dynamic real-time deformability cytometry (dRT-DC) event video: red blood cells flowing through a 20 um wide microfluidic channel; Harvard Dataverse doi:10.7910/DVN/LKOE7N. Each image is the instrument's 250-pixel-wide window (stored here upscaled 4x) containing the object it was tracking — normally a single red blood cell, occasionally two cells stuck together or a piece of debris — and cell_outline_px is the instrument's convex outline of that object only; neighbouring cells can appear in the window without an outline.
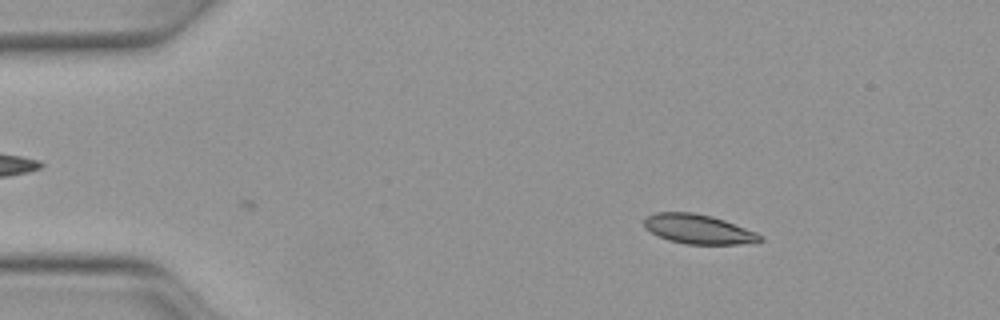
{"species": "Egyptian fruit bat (a non-hibernating species)", "species_latin": "Rousettus aegyptiacus", "temperature_condition": "warm", "stored_images_in_passage": 13, "camera_frame_rate_fps": 3000, "um_per_image_px": 0.085, "animal": {"sex": "female"}, "frame": {"image": 1, "passage_image": 1, "time_ms": 0.0, "image_size_px": [1000, 320], "cell_outline_px": [[764, 240], [740, 244], [684, 244], [668, 240], [644, 228], [644, 220], [648, 216], [656, 212], [692, 212], [712, 216], [724, 220], [756, 232], [764, 236]], "centroid_in_image_um": [59.37, 19.48], "position_along_channel_um": 25.6, "area_um2": 19.83}}
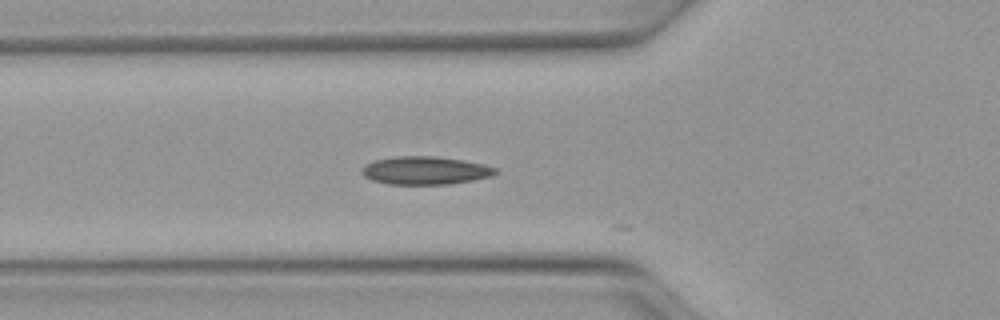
{"frame": {"image": 2, "passage_image": 11, "time_ms": 3.333, "image_size_px": [1000, 320], "cell_outline_px": [[496, 172], [492, 176], [472, 180], [448, 184], [388, 184], [372, 180], [364, 176], [360, 172], [360, 168], [364, 164], [376, 160], [396, 156], [436, 156], [464, 160], [484, 164], [496, 168]], "centroid_in_image_um": [36.11, 14.48], "position_along_channel_um": 89.7, "area_um2": 21.91}}